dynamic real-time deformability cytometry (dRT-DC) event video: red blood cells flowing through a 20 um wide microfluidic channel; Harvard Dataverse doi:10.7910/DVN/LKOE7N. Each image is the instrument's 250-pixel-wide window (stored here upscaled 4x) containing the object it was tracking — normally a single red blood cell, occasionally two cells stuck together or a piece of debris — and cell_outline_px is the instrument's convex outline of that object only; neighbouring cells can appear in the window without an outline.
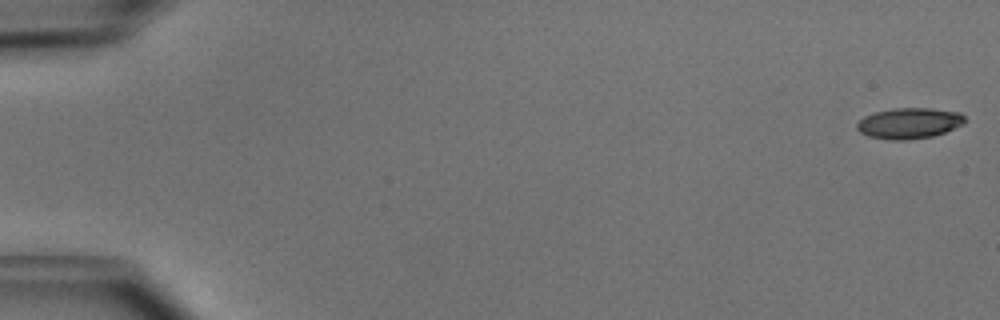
{"species": "common noctule bat (a hibernating species)", "species_latin": "Nyctalus noctula", "temperature_condition": "cold", "stored_images_in_passage": 51, "camera_frame_rate_fps": 3000, "um_per_image_px": 0.085, "animal": {"sex": "male", "body_mass_g": 15.6}, "frame": {"image": 1, "passage_image": 1, "time_ms": 0.0, "image_size_px": [1000, 320], "cell_outline_px": [[964, 124], [944, 132], [932, 136], [908, 140], [892, 140], [868, 136], [860, 132], [856, 128], [856, 124], [864, 116], [876, 112], [892, 108], [932, 108], [960, 112], [964, 116]], "centroid_in_image_um": [77.27, 10.47], "position_along_channel_um": 7.7, "area_um2": 19.36}}
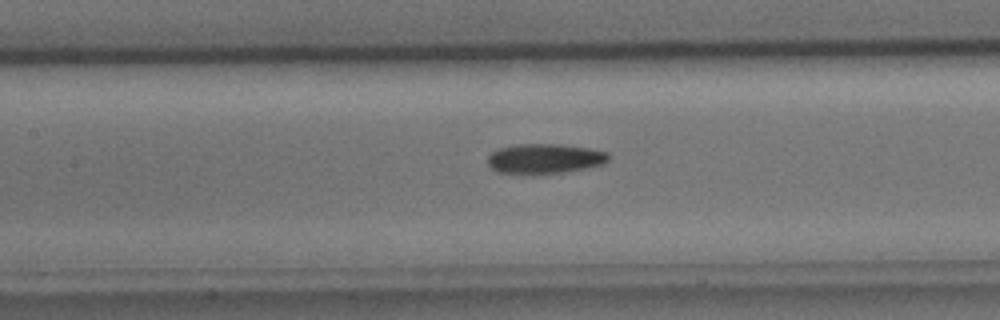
{"frame": {"image": 2, "passage_image": 24, "time_ms": 7.667, "image_size_px": [1000, 320], "cell_outline_px": [[612, 156], [604, 164], [564, 172], [532, 176], [496, 172], [488, 164], [488, 156], [496, 148], [512, 144], [560, 144], [588, 148], [608, 152]], "centroid_in_image_um": [46.26, 13.5], "position_along_channel_um": 161.1, "area_um2": 21.73}}
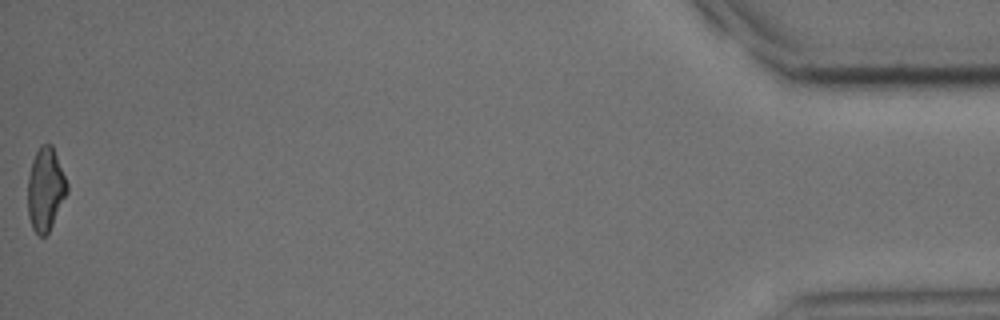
{"frame": {"image": 3, "passage_image": 51, "time_ms": 16.667, "image_size_px": [1000, 320], "cell_outline_px": [[68, 192], [48, 232], [44, 236], [40, 236], [32, 228], [28, 216], [28, 176], [32, 160], [40, 144], [52, 144], [68, 184]], "centroid_in_image_um": [3.86, 16.07], "position_along_channel_um": 431.3, "area_um2": 18.96}, "authors_computed_cell_mechanics": {"area_um2": 20.1144, "velocity_mm_per_s": 4.0009, "shape_relaxation_time_tau1_ms": 5.4211, "shape_relaxation_time_tau2_ms": 7.929, "deformation_change_tau1": 0.1582, "deformation_change_tau2": 0.1832}}